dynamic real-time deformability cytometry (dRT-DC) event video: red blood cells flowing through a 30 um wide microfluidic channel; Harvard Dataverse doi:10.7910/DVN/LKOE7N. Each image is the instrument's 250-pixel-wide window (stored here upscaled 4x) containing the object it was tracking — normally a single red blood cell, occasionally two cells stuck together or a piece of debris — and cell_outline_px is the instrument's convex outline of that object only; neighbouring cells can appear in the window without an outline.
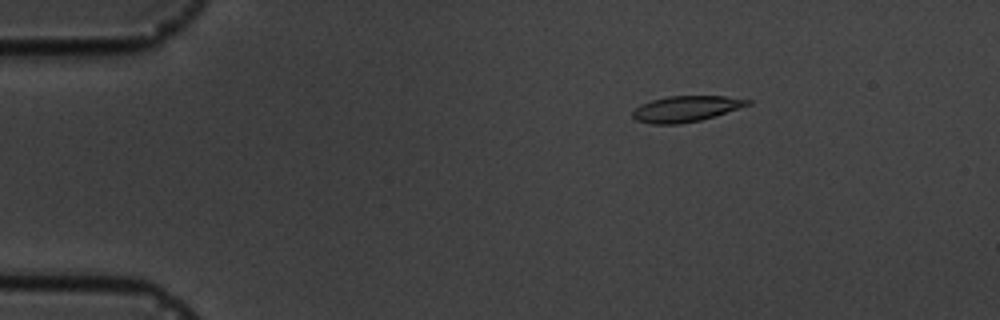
{"species": "common noctule bat (a hibernating species)", "species_latin": "Nyctalus noctula", "temperature_condition": "cold", "stored_images_in_passage": 5, "camera_frame_rate_fps": 3000, "um_per_image_px": 0.085, "animal": {"sex": "male", "body_mass_g": 19.5, "forearm_length_mm": 54.6}, "frame": {"image": 1, "passage_image": 2, "time_ms": 1.333, "image_size_px": [1000, 320], "cell_outline_px": [[752, 104], [716, 116], [700, 120], [680, 124], [652, 124], [636, 120], [632, 116], [632, 112], [640, 104], [652, 100], [668, 96], [724, 96], [752, 100]], "centroid_in_image_um": [58.32, 9.25], "position_along_channel_um": 26.7, "area_um2": 17.4}}
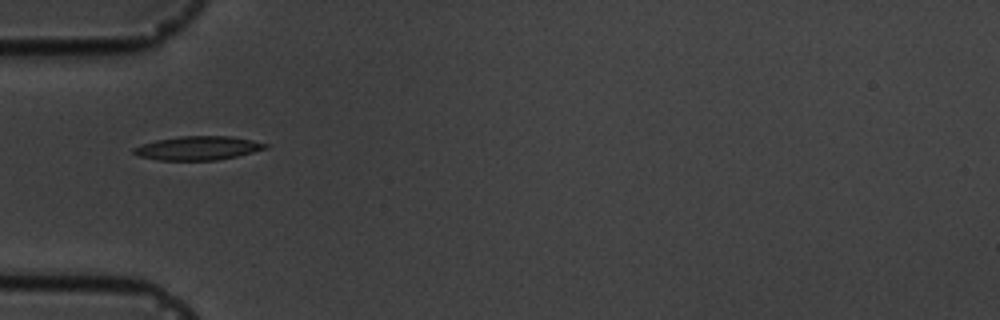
{"frame": {"image": 2, "passage_image": 4, "time_ms": 4.333, "image_size_px": [1000, 320], "cell_outline_px": [[268, 148], [236, 156], [216, 160], [156, 160], [140, 156], [132, 152], [132, 148], [156, 140], [180, 136], [232, 136], [252, 140], [268, 144]], "centroid_in_image_um": [16.83, 12.58], "position_along_channel_um": 68.2, "area_um2": 18.15}}
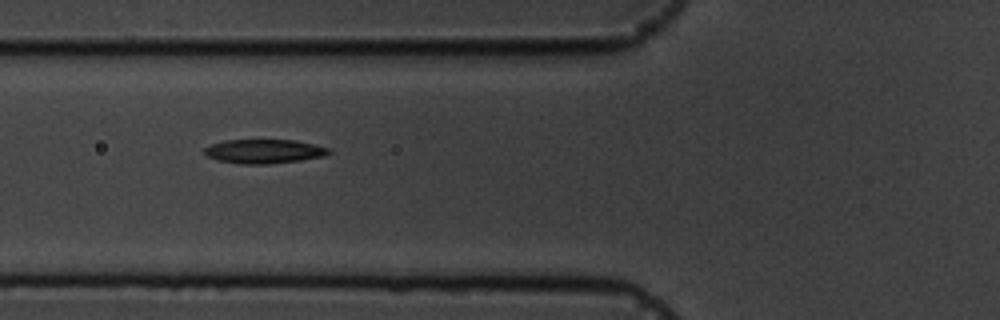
{"frame": {"image": 3, "passage_image": 5, "time_ms": 5.333, "image_size_px": [1000, 320], "cell_outline_px": [[332, 152], [324, 156], [300, 160], [268, 164], [240, 164], [216, 160], [208, 156], [204, 152], [204, 148], [212, 144], [224, 140], [296, 140], [332, 148]], "centroid_in_image_um": [22.47, 12.86], "position_along_channel_um": 103.3, "area_um2": 17.57}}